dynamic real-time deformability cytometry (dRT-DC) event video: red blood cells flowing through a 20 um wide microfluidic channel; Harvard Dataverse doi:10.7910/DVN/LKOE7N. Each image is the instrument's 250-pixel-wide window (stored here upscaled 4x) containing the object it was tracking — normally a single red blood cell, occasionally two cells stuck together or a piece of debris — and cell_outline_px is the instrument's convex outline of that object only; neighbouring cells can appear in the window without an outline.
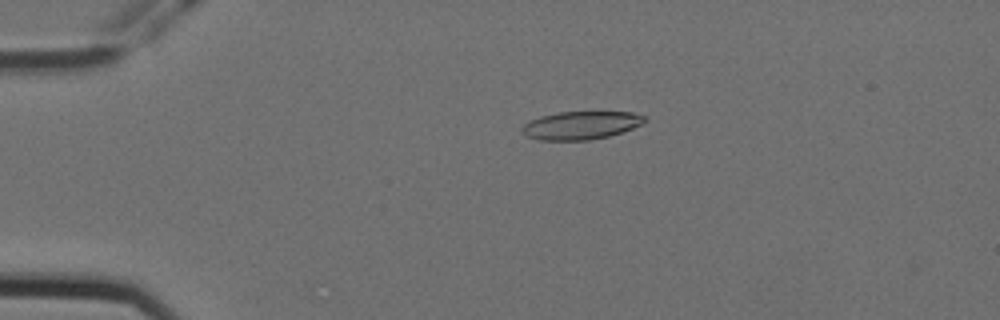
{"species": "Egyptian fruit bat (a non-hibernating species)", "species_latin": "Rousettus aegyptiacus", "temperature_condition": "cold", "stored_images_in_passage": 6, "camera_frame_rate_fps": 3000, "um_per_image_px": 0.085, "animal": {"sex": "female"}, "frame": {"image": 1, "passage_image": 6, "time_ms": 1.667, "image_size_px": [1000, 320], "cell_outline_px": [[648, 120], [632, 128], [608, 136], [588, 140], [540, 140], [524, 136], [520, 132], [520, 128], [524, 124], [540, 116], [560, 112], [632, 112], [648, 116]], "centroid_in_image_um": [49.36, 10.65], "position_along_channel_um": 35.6, "area_um2": 20.11}}